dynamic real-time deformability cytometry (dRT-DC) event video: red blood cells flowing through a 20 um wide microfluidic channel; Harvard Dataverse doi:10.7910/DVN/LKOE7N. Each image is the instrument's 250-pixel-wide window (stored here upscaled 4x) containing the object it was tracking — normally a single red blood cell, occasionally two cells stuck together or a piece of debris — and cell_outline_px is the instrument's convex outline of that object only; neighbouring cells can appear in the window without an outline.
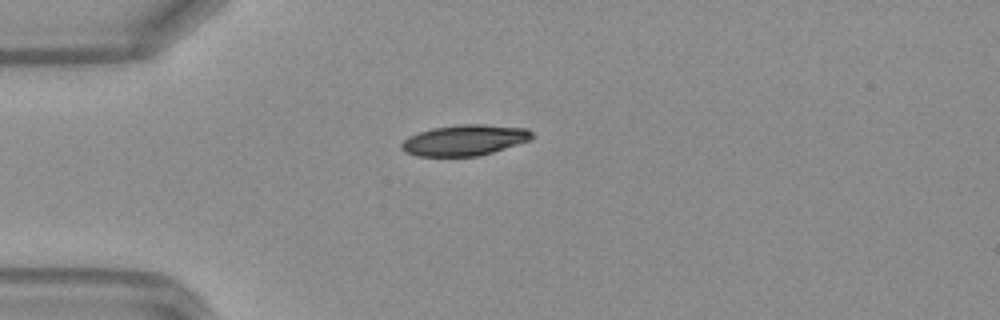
{"species": "Egyptian fruit bat (a non-hibernating species)", "species_latin": "Rousettus aegyptiacus", "temperature_condition": "warm", "stored_images_in_passage": 37, "camera_frame_rate_fps": 3000, "um_per_image_px": 0.085, "frame": {"image": 1, "passage_image": 1, "time_ms": 0.0, "image_size_px": [1000, 320], "cell_outline_px": [[536, 136], [532, 140], [480, 156], [416, 156], [404, 152], [400, 148], [400, 144], [408, 136], [432, 128], [460, 124], [480, 124], [528, 128]], "centroid_in_image_um": [39.52, 11.92], "position_along_channel_um": 45.5, "area_um2": 23.7}}
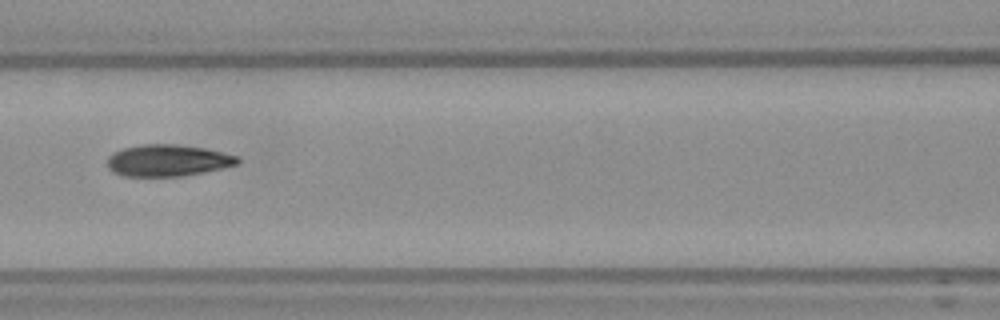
{"frame": {"image": 2, "passage_image": 10, "time_ms": 3.0, "image_size_px": [1000, 320], "cell_outline_px": [[240, 160], [236, 164], [220, 168], [180, 176], [124, 176], [112, 172], [108, 168], [108, 156], [112, 152], [124, 148], [140, 144], [176, 144], [204, 148], [240, 156]], "centroid_in_image_um": [14.22, 13.62], "position_along_channel_um": 152.4, "area_um2": 23.93}}
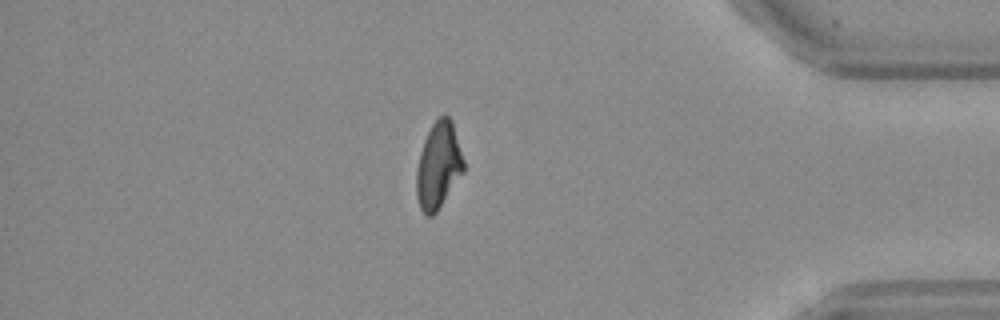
{"frame": {"image": 3, "passage_image": 30, "time_ms": 9.667, "image_size_px": [1000, 320], "cell_outline_px": [[464, 172], [436, 212], [432, 216], [428, 216], [420, 208], [416, 196], [416, 168], [420, 152], [424, 140], [432, 124], [444, 112], [452, 120], [464, 160]], "centroid_in_image_um": [37.26, 14.05], "position_along_channel_um": 397.9, "area_um2": 23.81}, "authors_computed_cell_mechanics": {"area_um2": 24.3338, "velocity_mm_per_s": 4.1823, "shape_relaxation_time_tau1_ms": 6.3783, "shape_relaxation_time_tau2_ms": 2.5672, "deformation_change_tau1": 0.2104, "deformation_change_tau2": 0.0801}}